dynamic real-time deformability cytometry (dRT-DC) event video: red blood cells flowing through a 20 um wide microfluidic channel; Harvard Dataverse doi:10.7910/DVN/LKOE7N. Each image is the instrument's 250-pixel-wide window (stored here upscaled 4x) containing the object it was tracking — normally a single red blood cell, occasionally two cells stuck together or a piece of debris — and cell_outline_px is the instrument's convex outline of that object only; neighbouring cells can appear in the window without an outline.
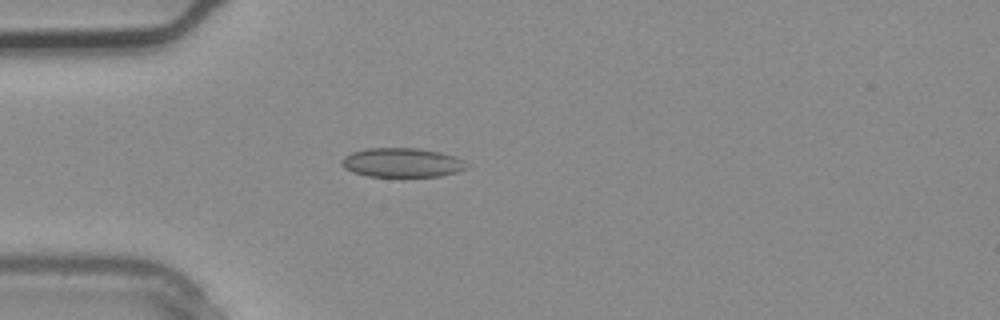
{"species": "common noctule bat (a hibernating species)", "species_latin": "Nyctalus noctula", "temperature_condition": "warm", "stored_images_in_passage": 1, "camera_frame_rate_fps": 3000, "um_per_image_px": 0.085, "animal": {"sex": "male", "body_mass_g": 20.4}, "frame": {"image": 1, "passage_image": 1, "time_ms": 0.0, "image_size_px": [1000, 320], "cell_outline_px": [[468, 168], [456, 172], [440, 176], [368, 176], [352, 172], [344, 168], [340, 164], [340, 160], [344, 156], [352, 152], [368, 148], [416, 148], [440, 152], [464, 160]], "centroid_in_image_um": [34.13, 13.82], "position_along_channel_um": 50.9, "area_um2": 21.21}}